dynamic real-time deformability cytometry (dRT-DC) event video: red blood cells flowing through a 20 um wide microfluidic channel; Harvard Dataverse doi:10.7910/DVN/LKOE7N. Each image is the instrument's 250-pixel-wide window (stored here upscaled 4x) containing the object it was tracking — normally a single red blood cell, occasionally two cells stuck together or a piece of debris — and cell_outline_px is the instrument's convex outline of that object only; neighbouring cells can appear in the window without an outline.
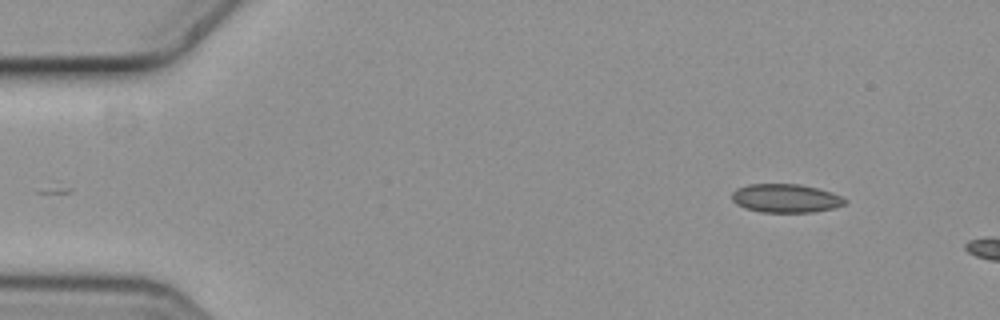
{"species": "common noctule bat (a hibernating species)", "species_latin": "Nyctalus noctula", "temperature_condition": "cold", "stored_images_in_passage": 2, "camera_frame_rate_fps": 3000, "um_per_image_px": 0.085, "animal": {"sex": "female", "body_mass_g": 19.3, "forearm_length_mm": 54.1}, "frame": {"image": 1, "passage_image": 1, "time_ms": 0.0, "image_size_px": [1000, 320], "cell_outline_px": [[848, 200], [844, 204], [832, 208], [812, 212], [760, 212], [744, 208], [736, 204], [732, 200], [732, 192], [736, 188], [748, 184], [796, 184], [816, 188], [840, 196]], "centroid_in_image_um": [66.72, 16.86], "position_along_channel_um": 18.3, "area_um2": 18.67}}